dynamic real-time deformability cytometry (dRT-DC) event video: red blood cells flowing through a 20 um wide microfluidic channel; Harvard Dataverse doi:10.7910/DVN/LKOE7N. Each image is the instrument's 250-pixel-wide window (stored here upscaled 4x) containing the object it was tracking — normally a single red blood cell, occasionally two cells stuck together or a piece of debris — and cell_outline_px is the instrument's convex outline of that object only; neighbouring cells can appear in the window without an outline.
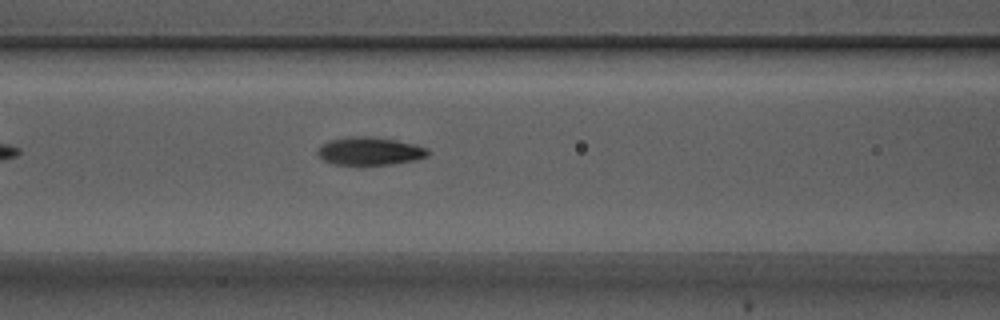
{"species": "Egyptian fruit bat (a non-hibernating species)", "species_latin": "Rousettus aegyptiacus", "temperature_condition": "warm", "stored_images_in_passage": 17, "camera_frame_rate_fps": 3000, "um_per_image_px": 0.085, "animal": {"sex": "male"}, "frame": {"image": 1, "passage_image": 6, "time_ms": 1.667, "image_size_px": [1000, 320], "cell_outline_px": [[428, 156], [416, 160], [392, 164], [332, 164], [324, 160], [316, 152], [328, 140], [348, 136], [368, 136], [396, 140], [428, 148]], "centroid_in_image_um": [31.43, 12.84], "position_along_channel_um": 135.2, "area_um2": 17.8}}
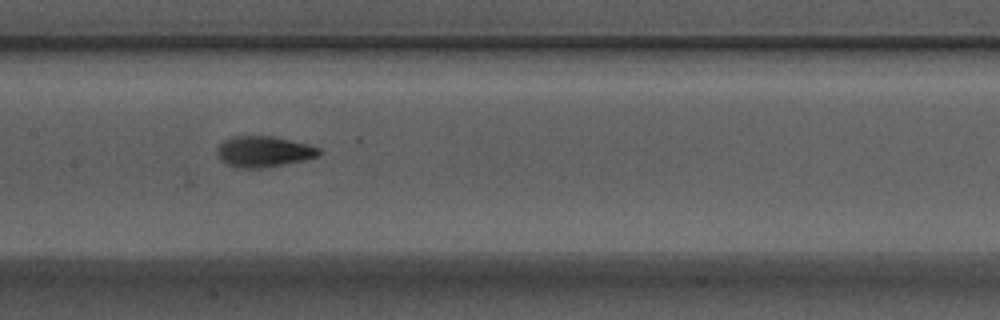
{"frame": {"image": 2, "passage_image": 10, "time_ms": 3.0, "image_size_px": [1000, 320], "cell_outline_px": [[320, 156], [304, 160], [264, 168], [236, 168], [228, 164], [216, 152], [216, 148], [224, 140], [232, 136], [272, 136], [308, 144], [320, 148]], "centroid_in_image_um": [22.43, 12.88], "position_along_channel_um": 185.0, "area_um2": 18.26}}